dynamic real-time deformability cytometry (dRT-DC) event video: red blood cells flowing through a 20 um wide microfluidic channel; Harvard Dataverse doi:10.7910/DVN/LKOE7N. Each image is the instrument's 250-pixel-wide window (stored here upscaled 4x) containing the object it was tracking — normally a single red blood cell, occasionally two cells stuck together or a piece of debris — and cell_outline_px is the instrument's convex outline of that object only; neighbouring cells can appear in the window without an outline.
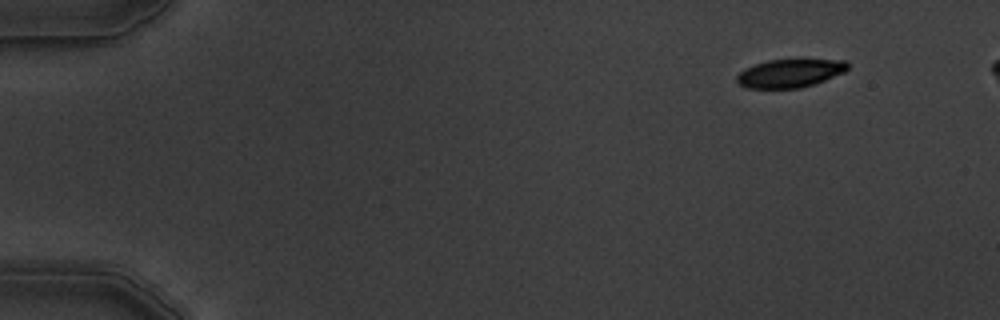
{"species": "common noctule bat (a hibernating species)", "species_latin": "Nyctalus noctula", "temperature_condition": "warm", "stored_images_in_passage": 4, "camera_frame_rate_fps": 3000, "um_per_image_px": 0.085, "animal": {"sex": "male", "body_mass_g": 19.5, "forearm_length_mm": 54.6}, "frame": {"image": 1, "passage_image": 1, "time_ms": 0.0, "image_size_px": [1000, 320], "cell_outline_px": [[848, 68], [844, 72], [816, 84], [800, 88], [744, 88], [736, 80], [736, 76], [744, 68], [768, 60], [844, 60], [848, 64]], "centroid_in_image_um": [67.13, 6.24], "position_along_channel_um": 17.9, "area_um2": 18.21}}